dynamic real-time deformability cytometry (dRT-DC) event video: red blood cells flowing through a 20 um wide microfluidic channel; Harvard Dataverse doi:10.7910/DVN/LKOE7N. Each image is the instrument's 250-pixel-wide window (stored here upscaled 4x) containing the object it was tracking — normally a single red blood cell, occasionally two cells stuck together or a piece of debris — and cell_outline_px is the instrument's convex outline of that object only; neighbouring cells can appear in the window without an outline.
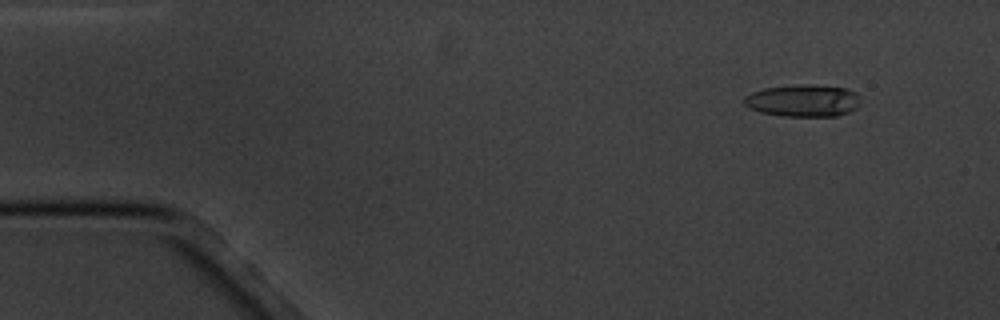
{"species": "common noctule bat (a hibernating species)", "species_latin": "Nyctalus noctula", "temperature_condition": "cold", "stored_images_in_passage": 6, "segment_of_instrument_passage": [1, 2], "camera_frame_rate_fps": 3000, "um_per_image_px": 0.085, "animal": {"sex": "male", "body_mass_g": 20.1, "forearm_length_mm": 53.5}, "frame": {"image": 1, "passage_image": 2, "time_ms": 1.333, "image_size_px": [1000, 320], "cell_outline_px": [[856, 108], [848, 112], [836, 116], [784, 116], [760, 112], [748, 108], [744, 104], [744, 96], [752, 92], [764, 88], [800, 84], [812, 84], [844, 88], [856, 92]], "centroid_in_image_um": [68.19, 8.55], "position_along_channel_um": 16.8, "area_um2": 21.62}}